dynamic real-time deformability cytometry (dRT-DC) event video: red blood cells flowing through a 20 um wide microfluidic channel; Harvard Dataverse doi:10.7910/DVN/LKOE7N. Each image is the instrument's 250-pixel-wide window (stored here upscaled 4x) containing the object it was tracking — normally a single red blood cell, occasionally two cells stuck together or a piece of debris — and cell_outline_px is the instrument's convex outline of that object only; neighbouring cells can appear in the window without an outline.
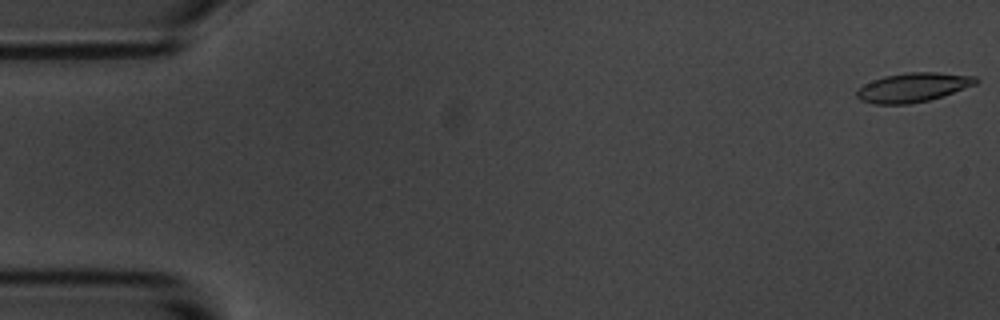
{"species": "common noctule bat (a hibernating species)", "species_latin": "Nyctalus noctula", "temperature_condition": "room temperature", "stored_images_in_passage": 5, "camera_frame_rate_fps": 3000, "um_per_image_px": 0.085, "animal": {"sex": "male", "body_mass_g": 20.1, "forearm_length_mm": 53.5}, "frame": {"image": 1, "passage_image": 1, "time_ms": 0.0, "image_size_px": [1000, 320], "cell_outline_px": [[980, 80], [976, 84], [944, 96], [928, 100], [908, 104], [872, 104], [860, 100], [856, 96], [856, 92], [864, 84], [872, 80], [884, 76], [904, 72], [936, 72], [976, 76]], "centroid_in_image_um": [77.61, 7.42], "position_along_channel_um": 7.4, "area_um2": 20.4}}
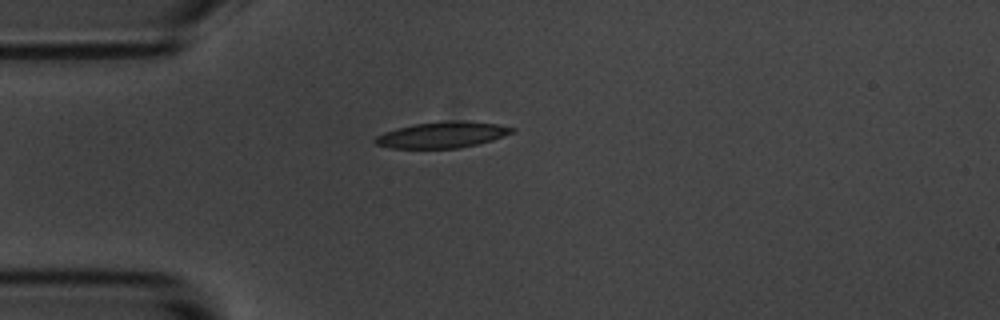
{"frame": {"image": 2, "passage_image": 5, "time_ms": 4.667, "image_size_px": [1000, 320], "cell_outline_px": [[516, 128], [512, 132], [492, 140], [460, 148], [392, 148], [376, 144], [372, 140], [376, 136], [384, 132], [396, 128], [416, 124], [452, 120], [464, 120], [496, 124]], "centroid_in_image_um": [37.56, 11.46], "position_along_channel_um": 47.4, "area_um2": 20.63}}